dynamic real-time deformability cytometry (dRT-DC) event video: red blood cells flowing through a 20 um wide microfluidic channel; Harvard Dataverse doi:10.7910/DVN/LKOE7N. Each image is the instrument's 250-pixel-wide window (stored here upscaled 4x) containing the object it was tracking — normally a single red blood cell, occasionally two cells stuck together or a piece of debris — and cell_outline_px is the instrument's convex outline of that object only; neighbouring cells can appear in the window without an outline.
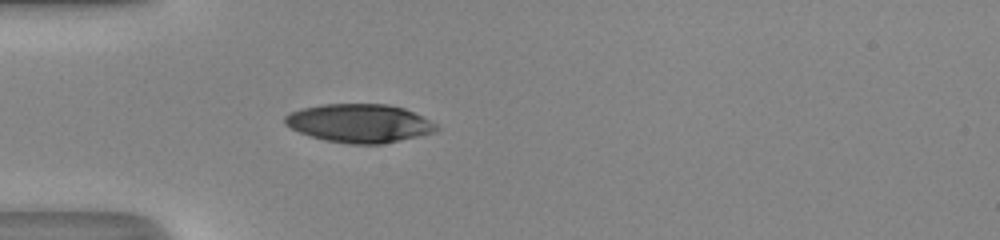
{"species": "human", "species_latin": "Homo sapiens", "temperature_condition": "room temperature", "stored_images_in_passage": 31, "camera_frame_rate_fps": 3000, "um_per_image_px": 0.085, "donor": {"sex": "male"}, "frame": {"image": 1, "passage_image": 1, "time_ms": 0.0, "image_size_px": [1000, 240], "cell_outline_px": [[440, 128], [432, 132], [384, 144], [348, 144], [324, 140], [300, 132], [284, 124], [284, 116], [300, 108], [324, 104], [388, 104], [404, 108], [424, 116], [436, 124]], "centroid_in_image_um": [30.55, 10.47], "position_along_channel_um": 54.5, "area_um2": 33.93}}
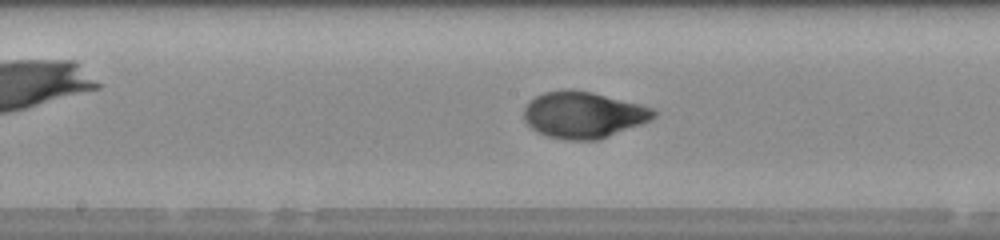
{"frame": {"image": 2, "passage_image": 12, "time_ms": 3.667, "image_size_px": [1000, 240], "cell_outline_px": [[656, 116], [652, 120], [600, 140], [568, 140], [548, 136], [536, 132], [524, 120], [524, 108], [536, 96], [544, 92], [564, 88], [568, 88], [592, 92], [640, 104], [652, 108], [656, 112]], "centroid_in_image_um": [49.6, 9.76], "position_along_channel_um": 198.6, "area_um2": 35.32}}
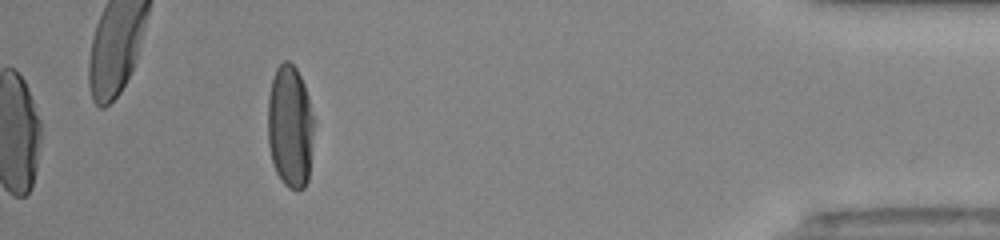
{"frame": {"image": 3, "passage_image": 31, "time_ms": 10.0, "image_size_px": [1000, 240], "cell_outline_px": [[316, 120], [308, 180], [304, 188], [296, 192], [288, 188], [284, 184], [276, 172], [272, 160], [268, 144], [268, 96], [272, 80], [276, 68], [284, 60], [288, 60], [296, 68], [304, 84]], "centroid_in_image_um": [24.69, 10.78], "position_along_channel_um": 410.5, "area_um2": 33.76}, "authors_computed_cell_mechanics": {"area_um2": 34.9112, "velocity_mm_per_s": 4.2004, "shape_relaxation_time_tau1_ms": 3.1398, "shape_relaxation_time_tau2_ms": null, "deformation_change_tau1": 0.1943, "deformation_change_tau2": null}}